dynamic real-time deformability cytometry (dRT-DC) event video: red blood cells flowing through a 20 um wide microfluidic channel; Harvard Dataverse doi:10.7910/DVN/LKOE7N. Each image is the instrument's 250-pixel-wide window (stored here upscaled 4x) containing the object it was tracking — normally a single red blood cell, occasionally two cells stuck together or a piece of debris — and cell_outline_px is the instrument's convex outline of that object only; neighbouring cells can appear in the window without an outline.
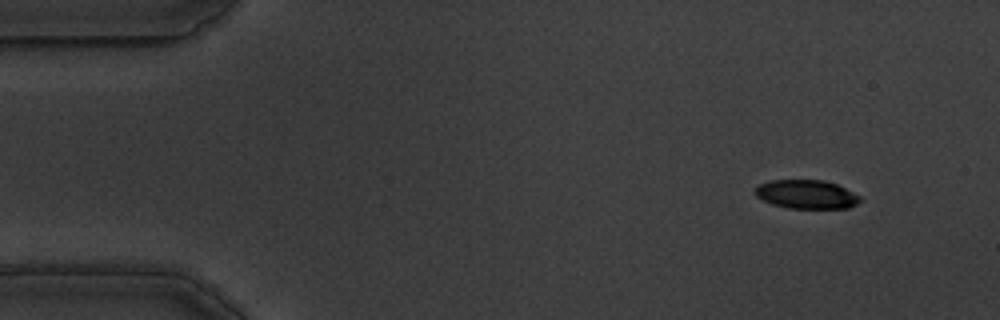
{"species": "common noctule bat (a hibernating species)", "species_latin": "Nyctalus noctula", "temperature_condition": "warm", "stored_images_in_passage": 8, "camera_frame_rate_fps": 3000, "um_per_image_px": 0.085, "animal": {"sex": "male", "body_mass_g": 19.5, "forearm_length_mm": 54.6}, "frame": {"image": 1, "passage_image": 1, "time_ms": 0.0, "image_size_px": [1000, 320], "cell_outline_px": [[860, 200], [856, 204], [848, 208], [788, 208], [772, 204], [756, 196], [752, 192], [760, 184], [768, 180], [824, 180], [836, 184], [860, 196]], "centroid_in_image_um": [68.51, 16.51], "position_along_channel_um": 16.5, "area_um2": 17.51}}